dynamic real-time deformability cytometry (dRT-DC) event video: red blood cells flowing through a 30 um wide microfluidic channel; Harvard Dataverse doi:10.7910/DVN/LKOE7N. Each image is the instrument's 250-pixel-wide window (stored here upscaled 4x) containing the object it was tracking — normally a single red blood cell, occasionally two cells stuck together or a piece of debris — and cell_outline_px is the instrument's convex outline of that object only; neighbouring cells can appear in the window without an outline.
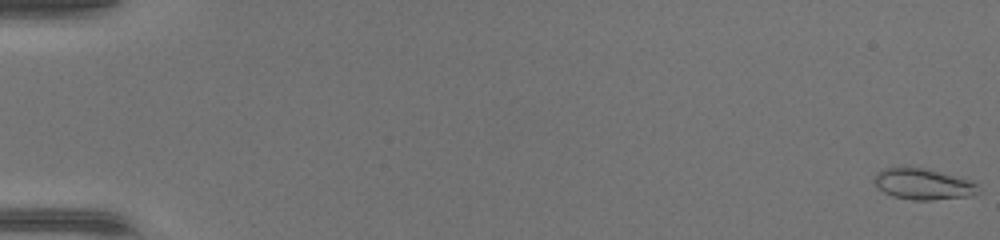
{"species": "common noctule bat (a hibernating species)", "species_latin": "Nyctalus noctula", "temperature_condition": "warm", "stored_images_in_passage": 48, "camera_frame_rate_fps": 3000, "um_per_image_px": 0.085, "animal": {"sex": "female", "body_mass_g": 17.0, "forearm_length_mm": 48.0}, "frame": {"image": 1, "passage_image": 1, "time_ms": 0.0, "image_size_px": [1000, 240], "cell_outline_px": [[980, 192], [972, 196], [932, 200], [912, 200], [892, 196], [884, 192], [872, 180], [872, 176], [876, 172], [884, 168], [924, 168], [972, 180], [976, 184]], "centroid_in_image_um": [78.47, 15.66], "position_along_channel_um": 6.5, "area_um2": 18.84}}
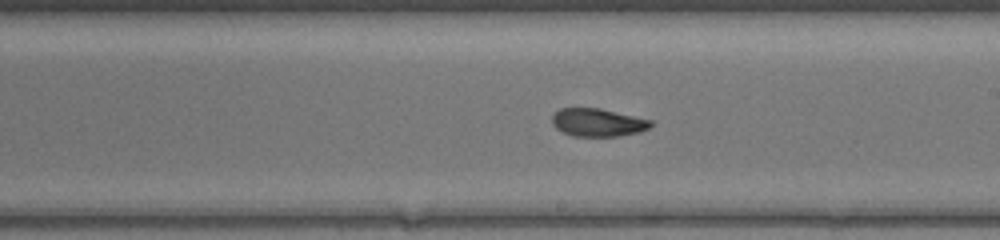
{"frame": {"image": 2, "passage_image": 29, "time_ms": 9.333, "image_size_px": [1000, 240], "cell_outline_px": [[652, 124], [648, 128], [640, 132], [620, 136], [572, 136], [556, 128], [552, 124], [552, 116], [560, 108], [600, 108], [652, 120]], "centroid_in_image_um": [50.81, 10.41], "position_along_channel_um": 238.2, "area_um2": 16.07}}
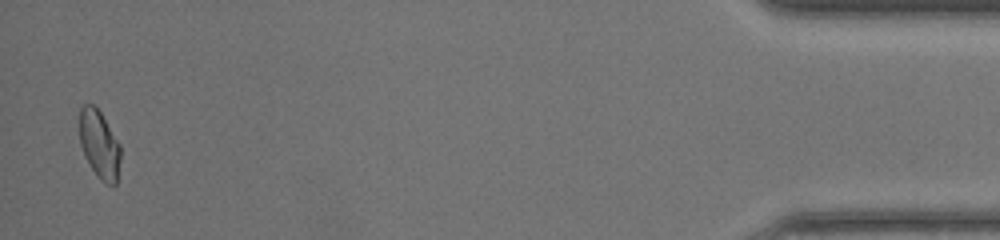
{"frame": {"image": 3, "passage_image": 47, "time_ms": 15.333, "image_size_px": [1000, 240], "cell_outline_px": [[120, 160], [116, 184], [112, 188], [104, 184], [100, 180], [84, 156], [80, 144], [80, 108], [84, 104], [92, 104], [100, 112], [120, 144]], "centroid_in_image_um": [8.45, 12.33], "position_along_channel_um": 426.7, "area_um2": 16.3}}